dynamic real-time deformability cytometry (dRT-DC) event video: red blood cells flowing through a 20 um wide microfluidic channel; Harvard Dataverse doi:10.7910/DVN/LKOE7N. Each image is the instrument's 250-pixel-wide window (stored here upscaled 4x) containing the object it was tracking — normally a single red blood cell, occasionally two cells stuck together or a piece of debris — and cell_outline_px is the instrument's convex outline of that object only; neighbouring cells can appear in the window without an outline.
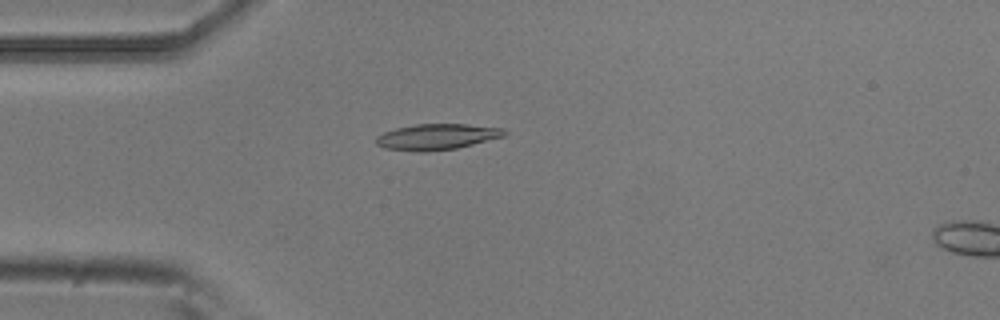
{"species": "common noctule bat (a hibernating species)", "species_latin": "Nyctalus noctula", "temperature_condition": "room temperature", "stored_images_in_passage": 5, "camera_frame_rate_fps": 3000, "um_per_image_px": 0.085, "animal": {"sex": "male", "body_mass_g": 20.5, "forearm_length_mm": 52.5}, "frame": {"image": 1, "passage_image": 4, "time_ms": 1.0, "image_size_px": [1000, 320], "cell_outline_px": [[508, 132], [504, 136], [456, 148], [428, 152], [420, 152], [384, 148], [376, 144], [376, 136], [384, 132], [396, 128], [416, 124], [468, 124], [504, 128]], "centroid_in_image_um": [37.13, 11.62], "position_along_channel_um": 47.9, "area_um2": 19.36}}